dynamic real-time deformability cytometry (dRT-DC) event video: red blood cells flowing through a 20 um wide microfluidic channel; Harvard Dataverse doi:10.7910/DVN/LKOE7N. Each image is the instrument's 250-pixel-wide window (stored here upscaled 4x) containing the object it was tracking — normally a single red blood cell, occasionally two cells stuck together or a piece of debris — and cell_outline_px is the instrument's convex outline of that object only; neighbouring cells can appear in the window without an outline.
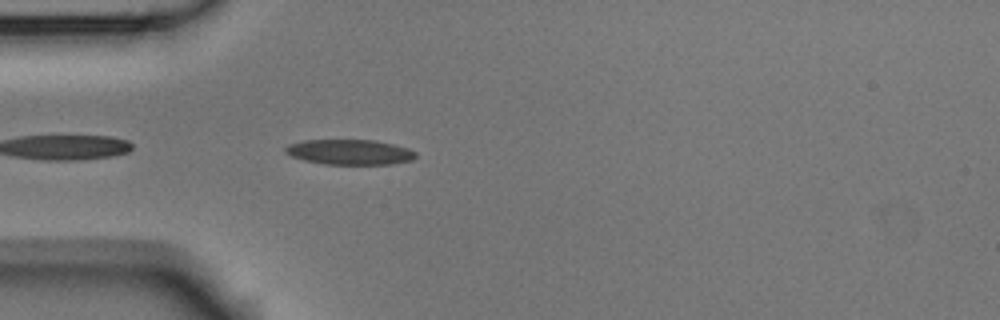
{"species": "Egyptian fruit bat (a non-hibernating species)", "species_latin": "Rousettus aegyptiacus", "temperature_condition": "room temperature", "stored_images_in_passage": 2, "camera_frame_rate_fps": 3000, "um_per_image_px": 0.085, "animal": {"sex": "male"}, "frame": {"image": 1, "passage_image": 2, "time_ms": 0.333, "image_size_px": [1000, 320], "cell_outline_px": [[416, 156], [412, 160], [392, 164], [324, 164], [304, 160], [292, 156], [284, 152], [284, 148], [288, 144], [304, 140], [376, 140], [408, 148], [416, 152]], "centroid_in_image_um": [29.71, 12.92], "position_along_channel_um": 55.3, "area_um2": 19.13}}